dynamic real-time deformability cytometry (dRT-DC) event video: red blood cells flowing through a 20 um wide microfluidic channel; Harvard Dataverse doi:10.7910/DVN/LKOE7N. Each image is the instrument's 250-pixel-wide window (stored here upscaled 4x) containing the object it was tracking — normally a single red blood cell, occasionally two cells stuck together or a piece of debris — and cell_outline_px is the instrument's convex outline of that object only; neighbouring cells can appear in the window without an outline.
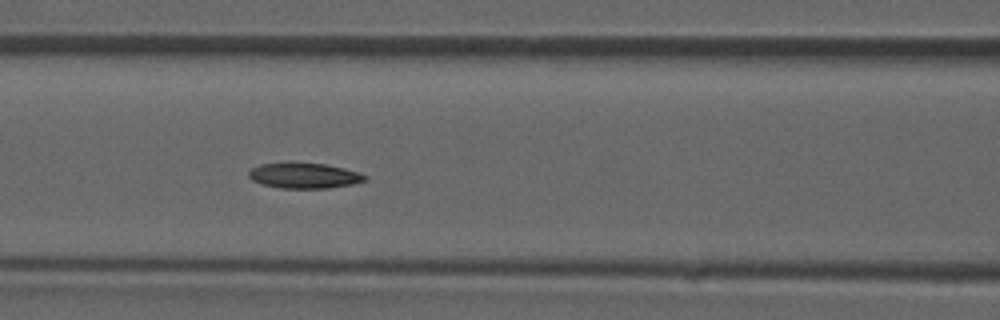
{"species": "common noctule bat (a hibernating species)", "species_latin": "Nyctalus noctula", "temperature_condition": "room temperature", "stored_images_in_passage": 33, "camera_frame_rate_fps": 3000, "um_per_image_px": 0.085, "animal": {"sex": "male", "forearm_length_mm": 52.5}, "frame": {"image": 1, "passage_image": 6, "time_ms": 1.667, "image_size_px": [1000, 320], "cell_outline_px": [[368, 180], [352, 184], [328, 188], [280, 188], [264, 184], [252, 180], [248, 176], [248, 172], [252, 168], [260, 164], [288, 160], [292, 160], [324, 164], [344, 168], [360, 172], [368, 176]], "centroid_in_image_um": [25.85, 14.88], "position_along_channel_um": 140.8, "area_um2": 17.86}}